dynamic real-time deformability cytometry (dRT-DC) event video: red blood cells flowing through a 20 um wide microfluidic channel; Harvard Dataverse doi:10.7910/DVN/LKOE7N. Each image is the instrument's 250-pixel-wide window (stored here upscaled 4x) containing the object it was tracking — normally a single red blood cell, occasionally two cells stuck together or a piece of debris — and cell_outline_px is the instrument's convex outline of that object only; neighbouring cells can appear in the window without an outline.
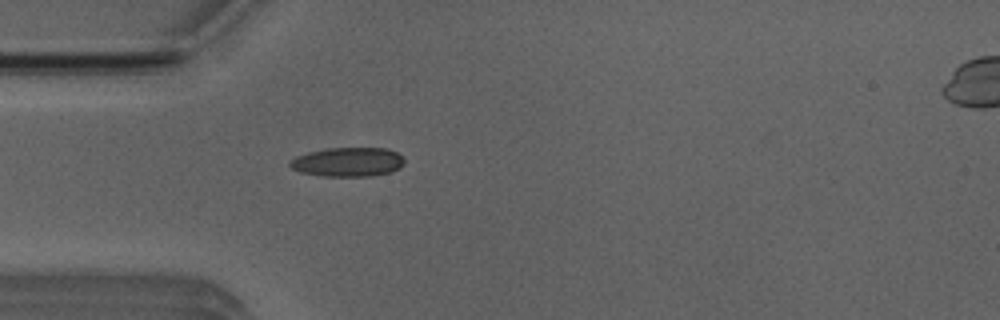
{"species": "Egyptian fruit bat (a non-hibernating species)", "species_latin": "Rousettus aegyptiacus", "temperature_condition": "room temperature", "stored_images_in_passage": 4, "segment_of_instrument_passage": [1, 2], "camera_frame_rate_fps": 3000, "um_per_image_px": 0.085, "animal": {"sex": "male"}, "frame": {"image": 1, "passage_image": 3, "time_ms": 2.333, "image_size_px": [1000, 320], "cell_outline_px": [[404, 164], [400, 168], [392, 172], [372, 176], [324, 176], [300, 172], [292, 168], [288, 164], [288, 160], [296, 156], [308, 152], [328, 148], [388, 148], [396, 152], [404, 160]], "centroid_in_image_um": [29.56, 13.77], "position_along_channel_um": 55.4, "area_um2": 19.59}}